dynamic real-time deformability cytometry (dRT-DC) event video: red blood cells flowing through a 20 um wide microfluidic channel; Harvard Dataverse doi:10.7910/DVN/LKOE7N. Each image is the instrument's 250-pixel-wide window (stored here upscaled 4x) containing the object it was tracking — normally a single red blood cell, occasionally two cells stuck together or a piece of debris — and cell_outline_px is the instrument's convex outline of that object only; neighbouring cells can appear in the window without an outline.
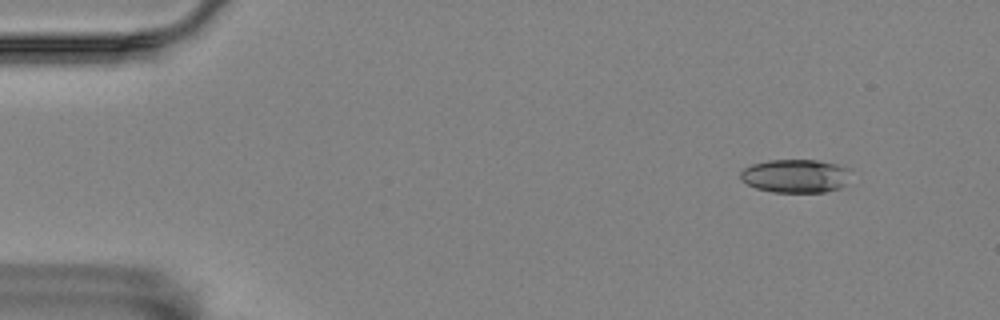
{"species": "Egyptian fruit bat (a non-hibernating species)", "species_latin": "Rousettus aegyptiacus", "temperature_condition": "room temperature", "stored_images_in_passage": 4, "camera_frame_rate_fps": 3000, "um_per_image_px": 0.085, "animal": {"sex": "female"}, "frame": {"image": 1, "passage_image": 1, "time_ms": 0.0, "image_size_px": [1000, 320], "cell_outline_px": [[852, 168], [844, 184], [840, 188], [824, 192], [772, 192], [756, 188], [740, 180], [740, 172], [744, 168], [752, 164], [768, 160], [816, 160], [836, 164]], "centroid_in_image_um": [67.6, 14.95], "position_along_channel_um": 17.4, "area_um2": 21.56}}
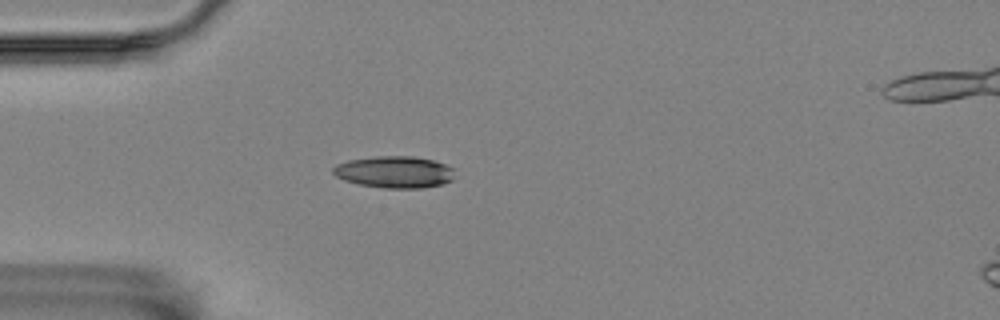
{"frame": {"image": 2, "passage_image": 4, "time_ms": 1.0, "image_size_px": [1000, 320], "cell_outline_px": [[452, 180], [444, 184], [424, 188], [384, 188], [360, 184], [344, 180], [336, 176], [332, 172], [332, 168], [336, 164], [348, 160], [376, 156], [412, 156], [432, 160], [444, 164], [452, 168]], "centroid_in_image_um": [33.5, 14.62], "position_along_channel_um": 51.5, "area_um2": 22.48}}